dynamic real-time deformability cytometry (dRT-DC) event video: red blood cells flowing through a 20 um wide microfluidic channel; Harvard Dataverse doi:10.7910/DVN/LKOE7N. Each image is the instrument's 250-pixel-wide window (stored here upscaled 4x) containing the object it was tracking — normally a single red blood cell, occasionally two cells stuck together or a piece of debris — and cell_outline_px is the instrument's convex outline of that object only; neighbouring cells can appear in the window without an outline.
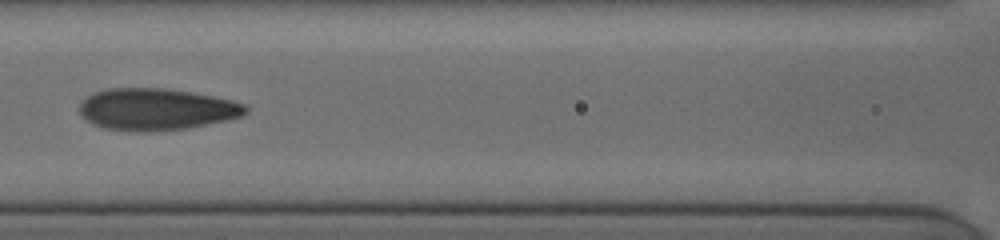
{"species": "human", "species_latin": "Homo sapiens", "temperature_condition": "cold", "stored_images_in_passage": 48, "camera_frame_rate_fps": 3000, "um_per_image_px": 0.085, "donor": {"sex": "female"}, "frame": {"image": 1, "passage_image": 32, "time_ms": 9.667, "image_size_px": [1000, 240], "cell_outline_px": [[248, 112], [244, 116], [228, 120], [184, 128], [148, 132], [104, 128], [92, 124], [80, 116], [80, 104], [88, 96], [96, 92], [108, 88], [164, 88], [192, 92], [232, 100], [248, 104]], "centroid_in_image_um": [13.33, 9.28], "position_along_channel_um": 153.3, "area_um2": 40.46}}
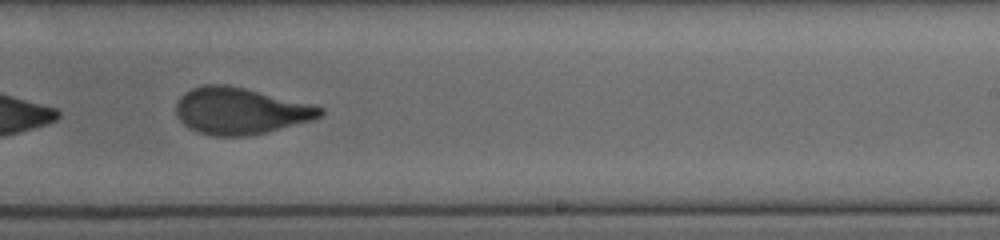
{"frame": {"image": 2, "passage_image": 38, "time_ms": 12.667, "image_size_px": [1000, 240], "cell_outline_px": [[324, 112], [320, 116], [312, 120], [248, 136], [216, 136], [200, 132], [184, 124], [176, 116], [176, 104], [180, 96], [184, 92], [192, 88], [204, 84], [228, 84], [324, 108]], "centroid_in_image_um": [20.37, 9.42], "position_along_channel_um": 268.6, "area_um2": 38.55}}
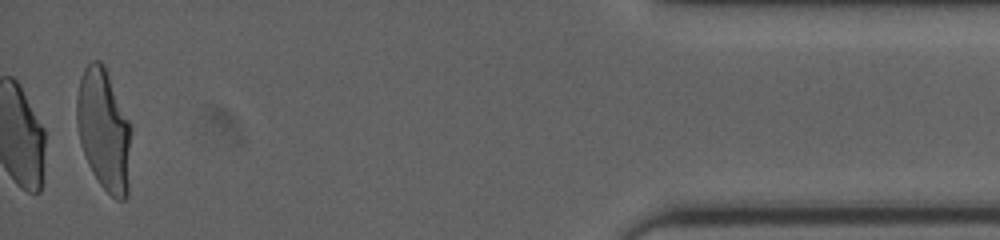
{"frame": {"image": 3, "passage_image": 48, "time_ms": 18.333, "image_size_px": [1000, 240], "cell_outline_px": [[132, 128], [128, 196], [124, 200], [116, 200], [100, 184], [92, 172], [88, 164], [80, 144], [76, 124], [76, 96], [80, 76], [84, 68], [92, 60], [100, 60], [104, 64]], "centroid_in_image_um": [8.83, 11.04], "position_along_channel_um": 426.4, "area_um2": 39.13}}